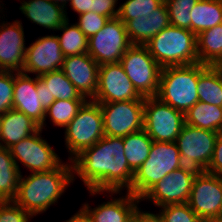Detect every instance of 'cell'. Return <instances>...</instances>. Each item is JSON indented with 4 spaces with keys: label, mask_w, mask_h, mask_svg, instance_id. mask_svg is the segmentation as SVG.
I'll list each match as a JSON object with an SVG mask.
<instances>
[{
    "label": "cell",
    "mask_w": 222,
    "mask_h": 222,
    "mask_svg": "<svg viewBox=\"0 0 222 222\" xmlns=\"http://www.w3.org/2000/svg\"><path fill=\"white\" fill-rule=\"evenodd\" d=\"M71 163L73 181L78 176L92 196L105 192L111 197L122 195L121 190L128 191L134 179L135 172L125 157L122 137H102L74 157Z\"/></svg>",
    "instance_id": "cell-1"
},
{
    "label": "cell",
    "mask_w": 222,
    "mask_h": 222,
    "mask_svg": "<svg viewBox=\"0 0 222 222\" xmlns=\"http://www.w3.org/2000/svg\"><path fill=\"white\" fill-rule=\"evenodd\" d=\"M72 163H62L58 168L46 172L20 175L16 197L13 199L32 216L46 212L58 203L67 187L73 183Z\"/></svg>",
    "instance_id": "cell-2"
},
{
    "label": "cell",
    "mask_w": 222,
    "mask_h": 222,
    "mask_svg": "<svg viewBox=\"0 0 222 222\" xmlns=\"http://www.w3.org/2000/svg\"><path fill=\"white\" fill-rule=\"evenodd\" d=\"M145 46L162 68L199 63L197 36L191 30L169 25Z\"/></svg>",
    "instance_id": "cell-3"
},
{
    "label": "cell",
    "mask_w": 222,
    "mask_h": 222,
    "mask_svg": "<svg viewBox=\"0 0 222 222\" xmlns=\"http://www.w3.org/2000/svg\"><path fill=\"white\" fill-rule=\"evenodd\" d=\"M199 63L162 68L156 97L184 114L198 101Z\"/></svg>",
    "instance_id": "cell-4"
},
{
    "label": "cell",
    "mask_w": 222,
    "mask_h": 222,
    "mask_svg": "<svg viewBox=\"0 0 222 222\" xmlns=\"http://www.w3.org/2000/svg\"><path fill=\"white\" fill-rule=\"evenodd\" d=\"M219 134L184 123L176 139L180 152L179 169L194 177L203 175L211 162Z\"/></svg>",
    "instance_id": "cell-5"
},
{
    "label": "cell",
    "mask_w": 222,
    "mask_h": 222,
    "mask_svg": "<svg viewBox=\"0 0 222 222\" xmlns=\"http://www.w3.org/2000/svg\"><path fill=\"white\" fill-rule=\"evenodd\" d=\"M179 155L176 142L153 141L148 158L135 172L131 187L126 192L141 198L158 181L179 169Z\"/></svg>",
    "instance_id": "cell-6"
},
{
    "label": "cell",
    "mask_w": 222,
    "mask_h": 222,
    "mask_svg": "<svg viewBox=\"0 0 222 222\" xmlns=\"http://www.w3.org/2000/svg\"><path fill=\"white\" fill-rule=\"evenodd\" d=\"M64 134L66 149L70 152L69 161L104 137L100 103L87 100L65 127Z\"/></svg>",
    "instance_id": "cell-7"
},
{
    "label": "cell",
    "mask_w": 222,
    "mask_h": 222,
    "mask_svg": "<svg viewBox=\"0 0 222 222\" xmlns=\"http://www.w3.org/2000/svg\"><path fill=\"white\" fill-rule=\"evenodd\" d=\"M142 97H156L162 67L145 45H131L119 62Z\"/></svg>",
    "instance_id": "cell-8"
},
{
    "label": "cell",
    "mask_w": 222,
    "mask_h": 222,
    "mask_svg": "<svg viewBox=\"0 0 222 222\" xmlns=\"http://www.w3.org/2000/svg\"><path fill=\"white\" fill-rule=\"evenodd\" d=\"M184 123L182 111L157 97H145L143 129L153 141L176 142Z\"/></svg>",
    "instance_id": "cell-9"
},
{
    "label": "cell",
    "mask_w": 222,
    "mask_h": 222,
    "mask_svg": "<svg viewBox=\"0 0 222 222\" xmlns=\"http://www.w3.org/2000/svg\"><path fill=\"white\" fill-rule=\"evenodd\" d=\"M132 44L126 26L118 18L108 22L95 35L88 38V54L99 64L119 63Z\"/></svg>",
    "instance_id": "cell-10"
},
{
    "label": "cell",
    "mask_w": 222,
    "mask_h": 222,
    "mask_svg": "<svg viewBox=\"0 0 222 222\" xmlns=\"http://www.w3.org/2000/svg\"><path fill=\"white\" fill-rule=\"evenodd\" d=\"M145 98L100 103L105 136L125 137L143 129Z\"/></svg>",
    "instance_id": "cell-11"
},
{
    "label": "cell",
    "mask_w": 222,
    "mask_h": 222,
    "mask_svg": "<svg viewBox=\"0 0 222 222\" xmlns=\"http://www.w3.org/2000/svg\"><path fill=\"white\" fill-rule=\"evenodd\" d=\"M41 133L42 129L9 148L20 174L19 161L31 173L53 170L63 163Z\"/></svg>",
    "instance_id": "cell-12"
},
{
    "label": "cell",
    "mask_w": 222,
    "mask_h": 222,
    "mask_svg": "<svg viewBox=\"0 0 222 222\" xmlns=\"http://www.w3.org/2000/svg\"><path fill=\"white\" fill-rule=\"evenodd\" d=\"M188 205L203 221L219 220L222 215V178L209 172L195 177Z\"/></svg>",
    "instance_id": "cell-13"
},
{
    "label": "cell",
    "mask_w": 222,
    "mask_h": 222,
    "mask_svg": "<svg viewBox=\"0 0 222 222\" xmlns=\"http://www.w3.org/2000/svg\"><path fill=\"white\" fill-rule=\"evenodd\" d=\"M142 97L126 75L120 63L99 65L98 89L94 98L97 103L138 100Z\"/></svg>",
    "instance_id": "cell-14"
},
{
    "label": "cell",
    "mask_w": 222,
    "mask_h": 222,
    "mask_svg": "<svg viewBox=\"0 0 222 222\" xmlns=\"http://www.w3.org/2000/svg\"><path fill=\"white\" fill-rule=\"evenodd\" d=\"M64 58L57 35L42 36L26 48L22 72L40 76L61 69Z\"/></svg>",
    "instance_id": "cell-15"
},
{
    "label": "cell",
    "mask_w": 222,
    "mask_h": 222,
    "mask_svg": "<svg viewBox=\"0 0 222 222\" xmlns=\"http://www.w3.org/2000/svg\"><path fill=\"white\" fill-rule=\"evenodd\" d=\"M194 179L191 174L176 169L151 187L140 200L151 201L157 207L188 203Z\"/></svg>",
    "instance_id": "cell-16"
},
{
    "label": "cell",
    "mask_w": 222,
    "mask_h": 222,
    "mask_svg": "<svg viewBox=\"0 0 222 222\" xmlns=\"http://www.w3.org/2000/svg\"><path fill=\"white\" fill-rule=\"evenodd\" d=\"M0 24V70L22 72L27 48L22 22Z\"/></svg>",
    "instance_id": "cell-17"
},
{
    "label": "cell",
    "mask_w": 222,
    "mask_h": 222,
    "mask_svg": "<svg viewBox=\"0 0 222 222\" xmlns=\"http://www.w3.org/2000/svg\"><path fill=\"white\" fill-rule=\"evenodd\" d=\"M61 70L87 100H92L98 89L99 64L88 54L66 56Z\"/></svg>",
    "instance_id": "cell-18"
},
{
    "label": "cell",
    "mask_w": 222,
    "mask_h": 222,
    "mask_svg": "<svg viewBox=\"0 0 222 222\" xmlns=\"http://www.w3.org/2000/svg\"><path fill=\"white\" fill-rule=\"evenodd\" d=\"M13 109L23 112L40 126L44 123L45 111L37 93V76L14 72Z\"/></svg>",
    "instance_id": "cell-19"
},
{
    "label": "cell",
    "mask_w": 222,
    "mask_h": 222,
    "mask_svg": "<svg viewBox=\"0 0 222 222\" xmlns=\"http://www.w3.org/2000/svg\"><path fill=\"white\" fill-rule=\"evenodd\" d=\"M112 197L111 200L90 208L88 202L82 207L89 214L92 222H133V214L139 206L140 198L127 192L122 197Z\"/></svg>",
    "instance_id": "cell-20"
},
{
    "label": "cell",
    "mask_w": 222,
    "mask_h": 222,
    "mask_svg": "<svg viewBox=\"0 0 222 222\" xmlns=\"http://www.w3.org/2000/svg\"><path fill=\"white\" fill-rule=\"evenodd\" d=\"M19 10L32 23L57 31L68 19L67 10L50 0H23Z\"/></svg>",
    "instance_id": "cell-21"
},
{
    "label": "cell",
    "mask_w": 222,
    "mask_h": 222,
    "mask_svg": "<svg viewBox=\"0 0 222 222\" xmlns=\"http://www.w3.org/2000/svg\"><path fill=\"white\" fill-rule=\"evenodd\" d=\"M0 147L9 149L22 139L38 132L40 125L23 112L10 109L1 115Z\"/></svg>",
    "instance_id": "cell-22"
},
{
    "label": "cell",
    "mask_w": 222,
    "mask_h": 222,
    "mask_svg": "<svg viewBox=\"0 0 222 222\" xmlns=\"http://www.w3.org/2000/svg\"><path fill=\"white\" fill-rule=\"evenodd\" d=\"M190 15L191 31L197 36L222 23V0H198Z\"/></svg>",
    "instance_id": "cell-23"
},
{
    "label": "cell",
    "mask_w": 222,
    "mask_h": 222,
    "mask_svg": "<svg viewBox=\"0 0 222 222\" xmlns=\"http://www.w3.org/2000/svg\"><path fill=\"white\" fill-rule=\"evenodd\" d=\"M197 91L199 101L222 107V77L214 66L199 63Z\"/></svg>",
    "instance_id": "cell-24"
},
{
    "label": "cell",
    "mask_w": 222,
    "mask_h": 222,
    "mask_svg": "<svg viewBox=\"0 0 222 222\" xmlns=\"http://www.w3.org/2000/svg\"><path fill=\"white\" fill-rule=\"evenodd\" d=\"M185 124L216 131L222 130V107L198 101L185 114Z\"/></svg>",
    "instance_id": "cell-25"
},
{
    "label": "cell",
    "mask_w": 222,
    "mask_h": 222,
    "mask_svg": "<svg viewBox=\"0 0 222 222\" xmlns=\"http://www.w3.org/2000/svg\"><path fill=\"white\" fill-rule=\"evenodd\" d=\"M199 63L214 66L222 60V23L197 35Z\"/></svg>",
    "instance_id": "cell-26"
},
{
    "label": "cell",
    "mask_w": 222,
    "mask_h": 222,
    "mask_svg": "<svg viewBox=\"0 0 222 222\" xmlns=\"http://www.w3.org/2000/svg\"><path fill=\"white\" fill-rule=\"evenodd\" d=\"M47 86L49 106L56 100H87L65 76L61 69L38 76Z\"/></svg>",
    "instance_id": "cell-27"
},
{
    "label": "cell",
    "mask_w": 222,
    "mask_h": 222,
    "mask_svg": "<svg viewBox=\"0 0 222 222\" xmlns=\"http://www.w3.org/2000/svg\"><path fill=\"white\" fill-rule=\"evenodd\" d=\"M123 138L124 154L129 167L136 172L149 156L153 140L144 129Z\"/></svg>",
    "instance_id": "cell-28"
},
{
    "label": "cell",
    "mask_w": 222,
    "mask_h": 222,
    "mask_svg": "<svg viewBox=\"0 0 222 222\" xmlns=\"http://www.w3.org/2000/svg\"><path fill=\"white\" fill-rule=\"evenodd\" d=\"M20 175L10 150L0 147V201L16 197Z\"/></svg>",
    "instance_id": "cell-29"
},
{
    "label": "cell",
    "mask_w": 222,
    "mask_h": 222,
    "mask_svg": "<svg viewBox=\"0 0 222 222\" xmlns=\"http://www.w3.org/2000/svg\"><path fill=\"white\" fill-rule=\"evenodd\" d=\"M58 30L62 31V34L57 37L65 57L88 52V38L76 23L70 26L67 19Z\"/></svg>",
    "instance_id": "cell-30"
},
{
    "label": "cell",
    "mask_w": 222,
    "mask_h": 222,
    "mask_svg": "<svg viewBox=\"0 0 222 222\" xmlns=\"http://www.w3.org/2000/svg\"><path fill=\"white\" fill-rule=\"evenodd\" d=\"M87 100H62L56 99L45 111L44 123L40 126L46 127L45 120L49 117L53 125L65 128L77 115L78 110ZM49 115V116H48ZM45 125V126H44Z\"/></svg>",
    "instance_id": "cell-31"
},
{
    "label": "cell",
    "mask_w": 222,
    "mask_h": 222,
    "mask_svg": "<svg viewBox=\"0 0 222 222\" xmlns=\"http://www.w3.org/2000/svg\"><path fill=\"white\" fill-rule=\"evenodd\" d=\"M162 3V0H126L120 4L117 17L124 24L139 16L149 17Z\"/></svg>",
    "instance_id": "cell-32"
},
{
    "label": "cell",
    "mask_w": 222,
    "mask_h": 222,
    "mask_svg": "<svg viewBox=\"0 0 222 222\" xmlns=\"http://www.w3.org/2000/svg\"><path fill=\"white\" fill-rule=\"evenodd\" d=\"M198 0H165L170 25L191 30L190 11Z\"/></svg>",
    "instance_id": "cell-33"
},
{
    "label": "cell",
    "mask_w": 222,
    "mask_h": 222,
    "mask_svg": "<svg viewBox=\"0 0 222 222\" xmlns=\"http://www.w3.org/2000/svg\"><path fill=\"white\" fill-rule=\"evenodd\" d=\"M164 222H204L189 207L188 203L171 204L159 207Z\"/></svg>",
    "instance_id": "cell-34"
},
{
    "label": "cell",
    "mask_w": 222,
    "mask_h": 222,
    "mask_svg": "<svg viewBox=\"0 0 222 222\" xmlns=\"http://www.w3.org/2000/svg\"><path fill=\"white\" fill-rule=\"evenodd\" d=\"M14 71L0 70V114L13 109Z\"/></svg>",
    "instance_id": "cell-35"
},
{
    "label": "cell",
    "mask_w": 222,
    "mask_h": 222,
    "mask_svg": "<svg viewBox=\"0 0 222 222\" xmlns=\"http://www.w3.org/2000/svg\"><path fill=\"white\" fill-rule=\"evenodd\" d=\"M147 42L161 30L170 25L169 13L165 2L152 12L147 21Z\"/></svg>",
    "instance_id": "cell-36"
},
{
    "label": "cell",
    "mask_w": 222,
    "mask_h": 222,
    "mask_svg": "<svg viewBox=\"0 0 222 222\" xmlns=\"http://www.w3.org/2000/svg\"><path fill=\"white\" fill-rule=\"evenodd\" d=\"M78 16L79 20L76 24L87 38L95 35L110 19L95 12H85Z\"/></svg>",
    "instance_id": "cell-37"
},
{
    "label": "cell",
    "mask_w": 222,
    "mask_h": 222,
    "mask_svg": "<svg viewBox=\"0 0 222 222\" xmlns=\"http://www.w3.org/2000/svg\"><path fill=\"white\" fill-rule=\"evenodd\" d=\"M34 218L13 200L0 201V222H29Z\"/></svg>",
    "instance_id": "cell-38"
},
{
    "label": "cell",
    "mask_w": 222,
    "mask_h": 222,
    "mask_svg": "<svg viewBox=\"0 0 222 222\" xmlns=\"http://www.w3.org/2000/svg\"><path fill=\"white\" fill-rule=\"evenodd\" d=\"M147 16H139L128 21L126 26L129 41L133 45H145L147 43Z\"/></svg>",
    "instance_id": "cell-39"
},
{
    "label": "cell",
    "mask_w": 222,
    "mask_h": 222,
    "mask_svg": "<svg viewBox=\"0 0 222 222\" xmlns=\"http://www.w3.org/2000/svg\"><path fill=\"white\" fill-rule=\"evenodd\" d=\"M206 172L215 174L222 178V135L219 134L215 141L214 152L211 162L206 169Z\"/></svg>",
    "instance_id": "cell-40"
},
{
    "label": "cell",
    "mask_w": 222,
    "mask_h": 222,
    "mask_svg": "<svg viewBox=\"0 0 222 222\" xmlns=\"http://www.w3.org/2000/svg\"><path fill=\"white\" fill-rule=\"evenodd\" d=\"M117 1L118 0H93V12L109 17L110 19L116 18L119 11V8H116Z\"/></svg>",
    "instance_id": "cell-41"
},
{
    "label": "cell",
    "mask_w": 222,
    "mask_h": 222,
    "mask_svg": "<svg viewBox=\"0 0 222 222\" xmlns=\"http://www.w3.org/2000/svg\"><path fill=\"white\" fill-rule=\"evenodd\" d=\"M133 222H164L160 213H151L142 211L139 207H137L133 214Z\"/></svg>",
    "instance_id": "cell-42"
},
{
    "label": "cell",
    "mask_w": 222,
    "mask_h": 222,
    "mask_svg": "<svg viewBox=\"0 0 222 222\" xmlns=\"http://www.w3.org/2000/svg\"><path fill=\"white\" fill-rule=\"evenodd\" d=\"M70 8L78 13L93 12V0H69Z\"/></svg>",
    "instance_id": "cell-43"
},
{
    "label": "cell",
    "mask_w": 222,
    "mask_h": 222,
    "mask_svg": "<svg viewBox=\"0 0 222 222\" xmlns=\"http://www.w3.org/2000/svg\"><path fill=\"white\" fill-rule=\"evenodd\" d=\"M37 93L40 97V102L43 107L47 109L49 107V92L44 82L37 76Z\"/></svg>",
    "instance_id": "cell-44"
},
{
    "label": "cell",
    "mask_w": 222,
    "mask_h": 222,
    "mask_svg": "<svg viewBox=\"0 0 222 222\" xmlns=\"http://www.w3.org/2000/svg\"><path fill=\"white\" fill-rule=\"evenodd\" d=\"M65 222H92V220L86 210L81 206L78 212Z\"/></svg>",
    "instance_id": "cell-45"
},
{
    "label": "cell",
    "mask_w": 222,
    "mask_h": 222,
    "mask_svg": "<svg viewBox=\"0 0 222 222\" xmlns=\"http://www.w3.org/2000/svg\"><path fill=\"white\" fill-rule=\"evenodd\" d=\"M215 69L220 73L221 77H222V60L218 61L215 65H214Z\"/></svg>",
    "instance_id": "cell-46"
},
{
    "label": "cell",
    "mask_w": 222,
    "mask_h": 222,
    "mask_svg": "<svg viewBox=\"0 0 222 222\" xmlns=\"http://www.w3.org/2000/svg\"><path fill=\"white\" fill-rule=\"evenodd\" d=\"M50 1L55 2L56 4H59L63 6L64 8H66V3L69 2V0H50Z\"/></svg>",
    "instance_id": "cell-47"
},
{
    "label": "cell",
    "mask_w": 222,
    "mask_h": 222,
    "mask_svg": "<svg viewBox=\"0 0 222 222\" xmlns=\"http://www.w3.org/2000/svg\"><path fill=\"white\" fill-rule=\"evenodd\" d=\"M204 222H222L220 220H208V221H204Z\"/></svg>",
    "instance_id": "cell-48"
},
{
    "label": "cell",
    "mask_w": 222,
    "mask_h": 222,
    "mask_svg": "<svg viewBox=\"0 0 222 222\" xmlns=\"http://www.w3.org/2000/svg\"><path fill=\"white\" fill-rule=\"evenodd\" d=\"M0 2L2 3V1H0ZM1 5H4V4H0V12H2V10L4 9V7ZM1 7H3V8L1 9Z\"/></svg>",
    "instance_id": "cell-49"
},
{
    "label": "cell",
    "mask_w": 222,
    "mask_h": 222,
    "mask_svg": "<svg viewBox=\"0 0 222 222\" xmlns=\"http://www.w3.org/2000/svg\"><path fill=\"white\" fill-rule=\"evenodd\" d=\"M1 120H2V119H1V114H0V130H1V127H2V125H1Z\"/></svg>",
    "instance_id": "cell-50"
}]
</instances>
